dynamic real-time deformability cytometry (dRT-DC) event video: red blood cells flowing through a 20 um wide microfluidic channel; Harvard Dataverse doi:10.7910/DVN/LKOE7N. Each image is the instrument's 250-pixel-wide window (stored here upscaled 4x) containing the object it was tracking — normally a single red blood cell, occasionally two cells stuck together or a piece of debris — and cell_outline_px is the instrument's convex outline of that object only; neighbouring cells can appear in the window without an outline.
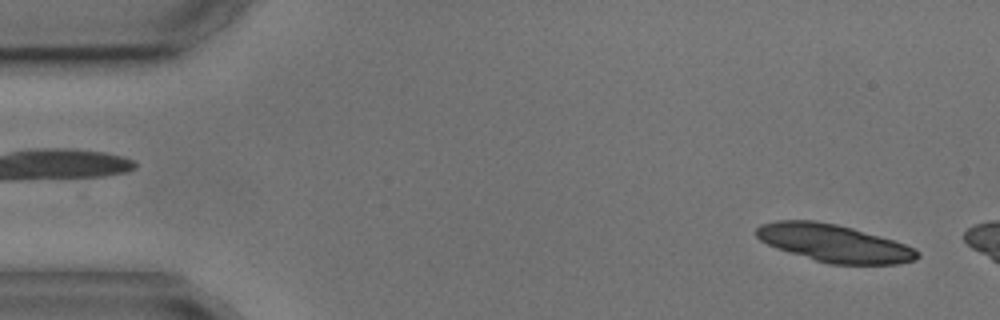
{"species": "common noctule bat (a hibernating species)", "species_latin": "Nyctalus noctula", "temperature_condition": "cold", "stored_images_in_passage": 4, "segment_of_instrument_passage": [2, 2], "camera_frame_rate_fps": 3000, "um_per_image_px": 0.085, "animal": {"sex": "male", "body_mass_g": 17.9, "forearm_length_mm": 54.2}, "frame": {"image": 1, "passage_image": 4, "time_ms": 3.333, "image_size_px": [1000, 320], "cell_outline_px": [[920, 256], [916, 260], [896, 264], [828, 264], [788, 252], [776, 248], [760, 240], [756, 236], [756, 228], [760, 224], [776, 220], [812, 220], [836, 224], [852, 228], [880, 236], [916, 248], [920, 252]], "centroid_in_image_um": [70.88, 20.67], "position_along_channel_um": 14.1, "area_um2": 35.2}}